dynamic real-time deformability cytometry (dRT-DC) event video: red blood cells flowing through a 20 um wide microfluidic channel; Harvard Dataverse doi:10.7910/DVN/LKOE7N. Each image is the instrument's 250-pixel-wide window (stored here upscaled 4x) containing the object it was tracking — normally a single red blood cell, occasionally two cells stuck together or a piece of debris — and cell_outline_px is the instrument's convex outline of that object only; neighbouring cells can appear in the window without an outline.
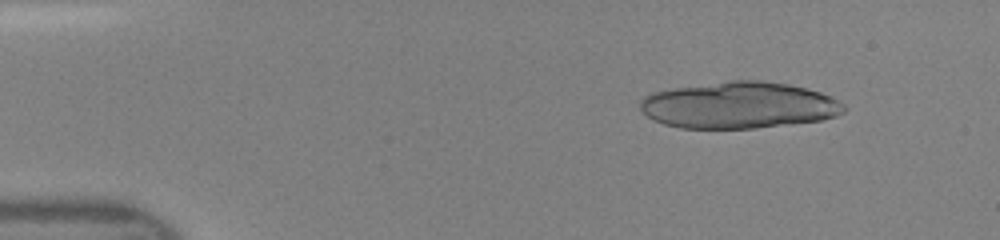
{"species": "human", "species_latin": "Homo sapiens", "temperature_condition": "room temperature", "stored_images_in_passage": 17, "camera_frame_rate_fps": 3000, "um_per_image_px": 0.085, "donor": {"sex": "female"}, "frame": {"image": 1, "passage_image": 5, "time_ms": 1.333, "image_size_px": [1000, 240], "cell_outline_px": [[844, 112], [836, 116], [820, 120], [752, 128], [680, 128], [664, 124], [652, 120], [640, 108], [640, 100], [644, 96], [652, 92], [676, 88], [728, 80], [760, 80], [788, 84], [820, 92], [832, 96], [844, 104]], "centroid_in_image_um": [62.8, 8.94], "position_along_channel_um": 22.2, "area_um2": 55.08}}